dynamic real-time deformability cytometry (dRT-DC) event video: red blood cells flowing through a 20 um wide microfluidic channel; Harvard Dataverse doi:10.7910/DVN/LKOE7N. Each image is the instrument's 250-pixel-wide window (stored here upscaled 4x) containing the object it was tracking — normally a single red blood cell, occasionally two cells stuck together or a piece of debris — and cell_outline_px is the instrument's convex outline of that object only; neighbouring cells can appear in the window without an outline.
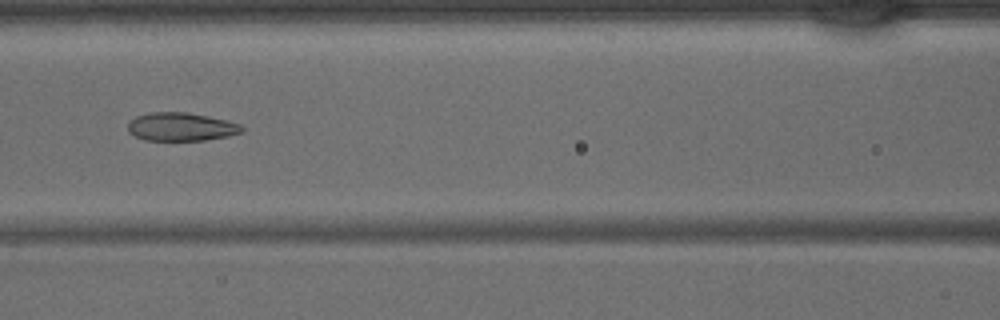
{"species": "common noctule bat (a hibernating species)", "species_latin": "Nyctalus noctula", "temperature_condition": "warm", "stored_images_in_passage": 42, "camera_frame_rate_fps": 3000, "um_per_image_px": 0.085, "animal": {"sex": "male", "body_mass_g": 15.6}, "frame": {"image": 1, "passage_image": 18, "time_ms": 5.667, "image_size_px": [1000, 320], "cell_outline_px": [[244, 132], [228, 136], [204, 140], [144, 140], [128, 132], [128, 124], [136, 116], [148, 112], [188, 112], [208, 116], [240, 124], [244, 128]], "centroid_in_image_um": [15.39, 10.77], "position_along_channel_um": 151.2, "area_um2": 18.79}}
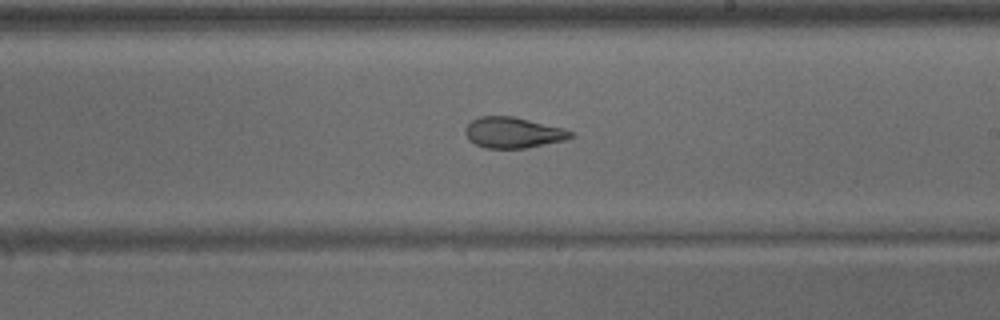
{"frame": {"image": 2, "passage_image": 24, "time_ms": 7.667, "image_size_px": [1000, 320], "cell_outline_px": [[576, 136], [564, 140], [524, 148], [484, 148], [468, 140], [464, 132], [464, 128], [472, 120], [480, 116], [512, 116], [564, 128], [572, 132]], "centroid_in_image_um": [43.59, 11.27], "position_along_channel_um": 245.4, "area_um2": 18.9}}
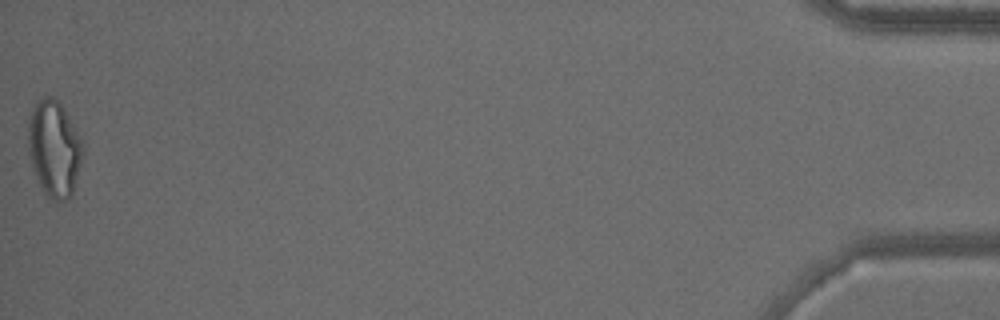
{"frame": {"image": 3, "passage_image": 42, "time_ms": 13.667, "image_size_px": [1000, 320], "cell_outline_px": [[84, 144], [72, 196], [68, 200], [56, 204], [44, 192], [36, 180], [28, 152], [28, 124], [36, 100], [44, 96], [52, 96], [60, 104], [68, 116]], "centroid_in_image_um": [4.58, 12.68], "position_along_channel_um": 430.6, "area_um2": 30.63}}